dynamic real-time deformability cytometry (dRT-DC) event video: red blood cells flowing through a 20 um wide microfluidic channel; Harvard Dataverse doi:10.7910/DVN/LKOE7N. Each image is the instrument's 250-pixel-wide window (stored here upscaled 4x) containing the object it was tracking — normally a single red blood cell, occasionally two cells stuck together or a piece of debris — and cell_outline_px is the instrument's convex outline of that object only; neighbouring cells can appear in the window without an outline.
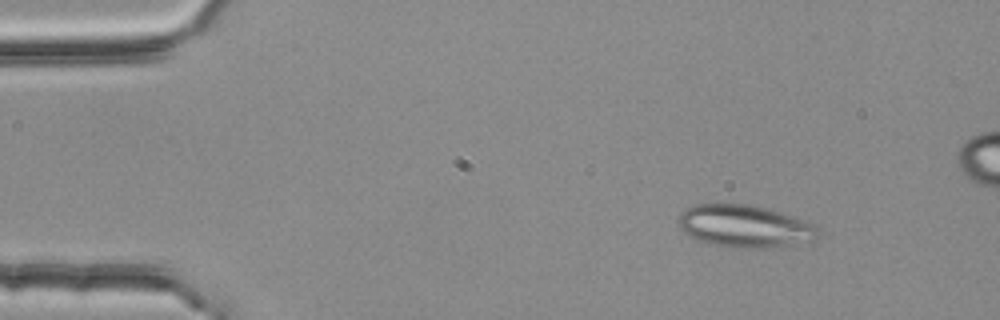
{"species": "common noctule bat (a hibernating species)", "species_latin": "Nyctalus noctula", "temperature_condition": "room temperature", "stored_images_in_passage": 4, "camera_frame_rate_fps": 3000, "um_per_image_px": 0.085, "animal": {"sex": "female", "body_mass_g": 25.1}, "frame": {"image": 1, "passage_image": 1, "time_ms": 0.0, "image_size_px": [1000, 320], "cell_outline_px": [[816, 236], [812, 240], [768, 248], [732, 248], [712, 244], [696, 240], [684, 232], [680, 228], [676, 220], [680, 212], [696, 204], [752, 204], [780, 212], [816, 224]], "centroid_in_image_um": [63.23, 19.22], "position_along_channel_um": 21.8, "area_um2": 34.45}}